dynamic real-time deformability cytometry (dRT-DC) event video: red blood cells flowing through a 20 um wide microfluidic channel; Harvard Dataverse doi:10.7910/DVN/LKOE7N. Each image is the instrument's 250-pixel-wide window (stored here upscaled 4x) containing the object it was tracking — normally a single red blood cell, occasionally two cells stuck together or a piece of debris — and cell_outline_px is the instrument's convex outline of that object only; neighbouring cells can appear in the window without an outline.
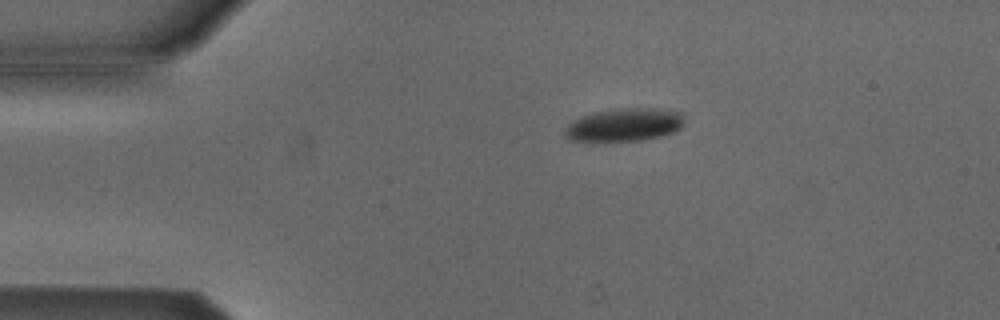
{"species": "Egyptian fruit bat (a non-hibernating species)", "species_latin": "Rousettus aegyptiacus", "temperature_condition": "cold", "stored_images_in_passage": 44, "camera_frame_rate_fps": 3000, "um_per_image_px": 0.085, "animal": {"sex": "male"}, "frame": {"image": 1, "passage_image": 1, "time_ms": 0.0, "image_size_px": [1000, 320], "cell_outline_px": [[684, 124], [680, 128], [672, 132], [660, 136], [640, 140], [568, 140], [564, 136], [564, 132], [568, 124], [572, 120], [580, 116], [592, 112], [616, 108], [652, 108], [684, 112]], "centroid_in_image_um": [53.07, 10.58], "position_along_channel_um": 31.9, "area_um2": 23.0}}
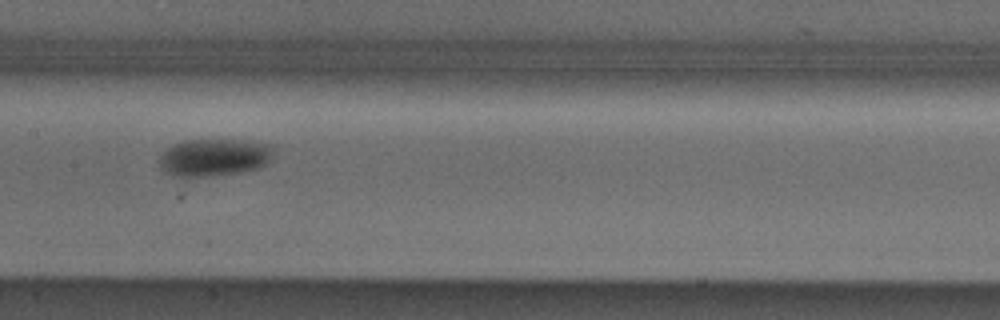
{"frame": {"image": 2, "passage_image": 17, "time_ms": 5.333, "image_size_px": [1000, 320], "cell_outline_px": [[276, 144], [268, 160], [264, 164], [256, 168], [240, 172], [204, 176], [172, 176], [164, 172], [160, 168], [160, 156], [168, 148], [184, 140], [240, 140]], "centroid_in_image_um": [18.2, 13.36], "position_along_channel_um": 189.2, "area_um2": 24.62}}
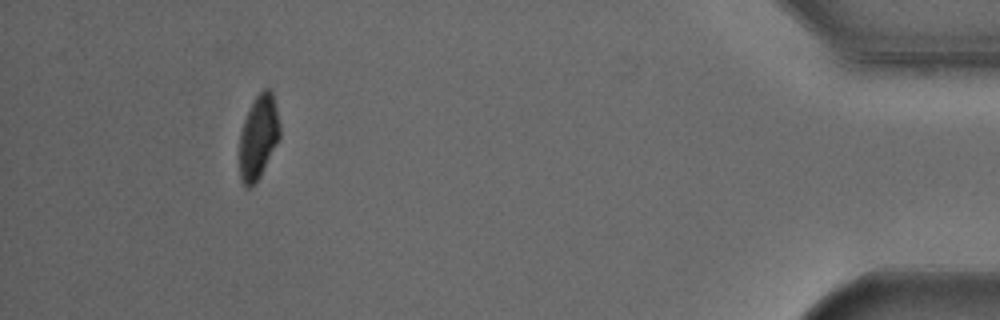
{"frame": {"image": 3, "passage_image": 40, "time_ms": 13.0, "image_size_px": [1000, 320], "cell_outline_px": [[280, 136], [256, 184], [248, 188], [244, 188], [240, 180], [240, 132], [244, 120], [256, 96], [264, 88], [272, 88], [280, 124]], "centroid_in_image_um": [21.97, 11.65], "position_along_channel_um": 413.2, "area_um2": 19.71}, "authors_computed_cell_mechanics": {"area_um2": 23.6113, "velocity_mm_per_s": 3.8066, "shape_relaxation_time_tau1_ms": 4.56, "shape_relaxation_time_tau2_ms": null, "deformation_change_tau1": 0.1015, "deformation_change_tau2": null}}